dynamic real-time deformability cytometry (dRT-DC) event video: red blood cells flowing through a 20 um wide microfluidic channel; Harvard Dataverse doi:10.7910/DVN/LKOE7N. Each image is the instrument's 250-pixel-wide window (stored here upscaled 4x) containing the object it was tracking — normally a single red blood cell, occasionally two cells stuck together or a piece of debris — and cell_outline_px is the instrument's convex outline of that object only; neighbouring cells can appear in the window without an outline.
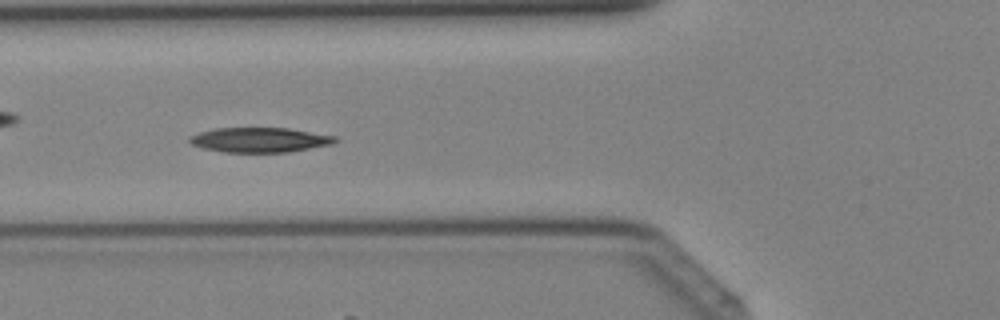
{"species": "Egyptian fruit bat (a non-hibernating species)", "species_latin": "Rousettus aegyptiacus", "temperature_condition": "cold", "stored_images_in_passage": 39, "camera_frame_rate_fps": 3000, "um_per_image_px": 0.085, "animal": {"sex": "female"}, "frame": {"image": 1, "passage_image": 14, "time_ms": 4.333, "image_size_px": [1000, 320], "cell_outline_px": [[340, 140], [332, 144], [288, 152], [224, 152], [204, 148], [192, 144], [188, 140], [188, 136], [200, 132], [216, 128], [288, 128], [336, 136]], "centroid_in_image_um": [22.09, 11.89], "position_along_channel_um": 103.7, "area_um2": 20.98}}
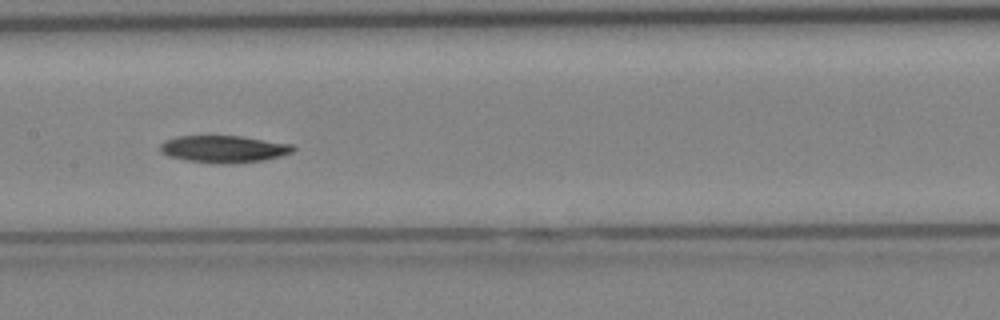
{"frame": {"image": 2, "passage_image": 19, "time_ms": 6.0, "image_size_px": [1000, 320], "cell_outline_px": [[296, 148], [292, 152], [280, 156], [264, 160], [232, 164], [216, 164], [188, 160], [168, 156], [160, 152], [160, 144], [164, 140], [176, 136], [240, 136], [292, 144]], "centroid_in_image_um": [19.0, 12.67], "position_along_channel_um": 188.4, "area_um2": 21.1}}
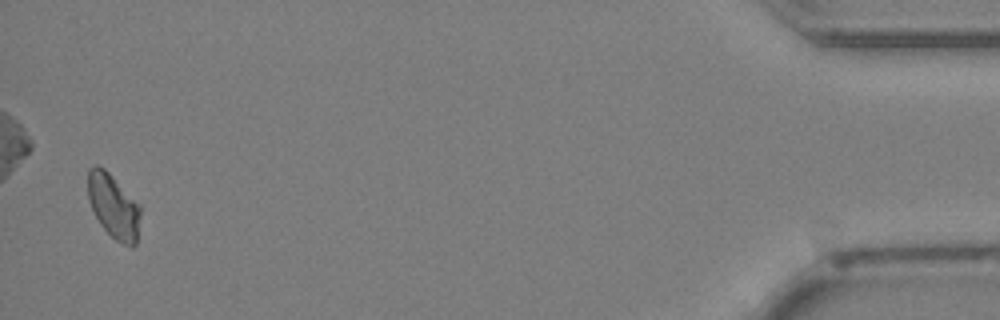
{"frame": {"image": 3, "passage_image": 38, "time_ms": 12.333, "image_size_px": [1000, 320], "cell_outline_px": [[140, 212], [136, 244], [132, 248], [116, 240], [100, 224], [88, 200], [88, 168], [96, 164], [104, 168], [140, 204]], "centroid_in_image_um": [9.64, 17.51], "position_along_channel_um": 425.6, "area_um2": 19.54}}